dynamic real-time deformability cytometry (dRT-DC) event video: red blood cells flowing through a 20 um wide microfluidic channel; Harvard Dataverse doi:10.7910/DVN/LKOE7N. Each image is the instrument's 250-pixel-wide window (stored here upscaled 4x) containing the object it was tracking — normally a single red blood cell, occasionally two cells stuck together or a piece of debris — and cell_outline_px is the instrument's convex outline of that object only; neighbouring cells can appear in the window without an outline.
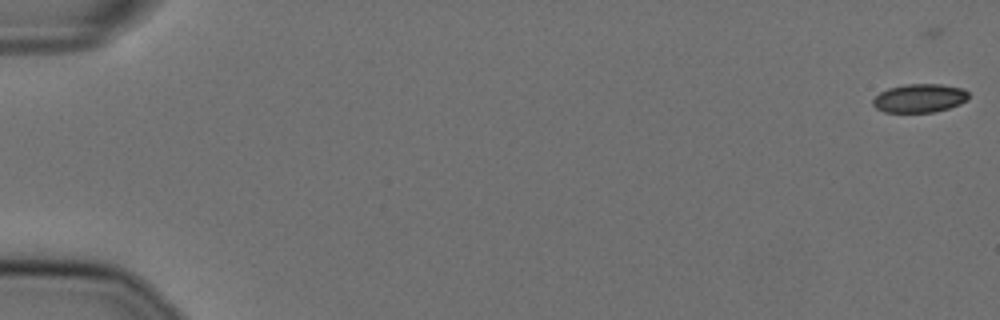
{"species": "Egyptian fruit bat (a non-hibernating species)", "species_latin": "Rousettus aegyptiacus", "temperature_condition": "cold", "stored_images_in_passage": 59, "camera_frame_rate_fps": 3000, "um_per_image_px": 0.085, "animal": {"sex": "female"}, "frame": {"image": 1, "passage_image": 3, "time_ms": 0.667, "image_size_px": [1000, 320], "cell_outline_px": [[968, 100], [960, 104], [948, 108], [932, 112], [884, 112], [876, 108], [872, 104], [872, 100], [880, 92], [888, 88], [904, 84], [940, 84], [964, 88], [968, 92]], "centroid_in_image_um": [78.16, 8.34], "position_along_channel_um": 6.8, "area_um2": 16.01}}
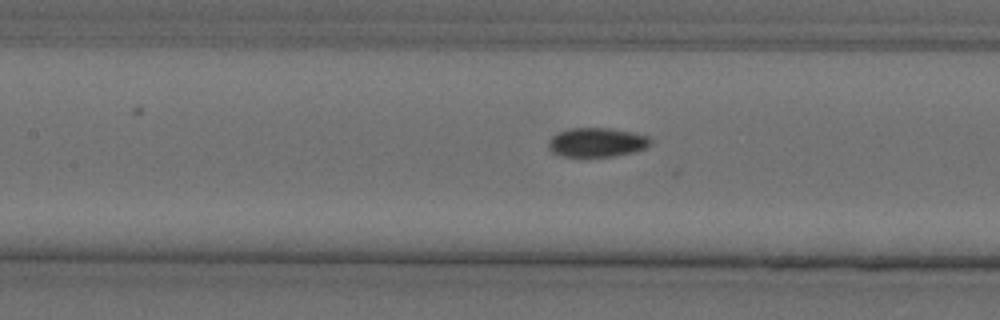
{"frame": {"image": 2, "passage_image": 29, "time_ms": 9.333, "image_size_px": [1000, 320], "cell_outline_px": [[652, 140], [644, 148], [632, 152], [612, 156], [560, 156], [552, 152], [548, 148], [548, 140], [552, 136], [568, 128], [608, 128], [632, 132], [648, 136]], "centroid_in_image_um": [50.68, 12.09], "position_along_channel_um": 156.7, "area_um2": 17.17}}
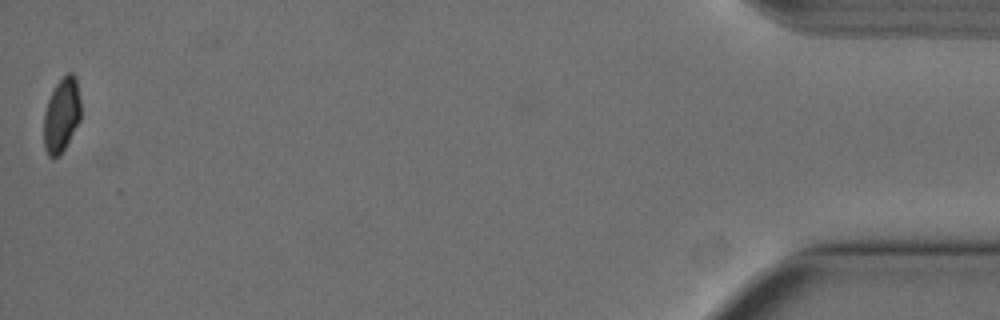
{"frame": {"image": 3, "passage_image": 59, "time_ms": 19.333, "image_size_px": [1000, 320], "cell_outline_px": [[80, 120], [60, 156], [48, 156], [44, 148], [44, 112], [48, 100], [56, 84], [68, 72], [72, 72], [76, 76], [80, 100]], "centroid_in_image_um": [5.23, 9.77], "position_along_channel_um": 430.0, "area_um2": 15.95}}